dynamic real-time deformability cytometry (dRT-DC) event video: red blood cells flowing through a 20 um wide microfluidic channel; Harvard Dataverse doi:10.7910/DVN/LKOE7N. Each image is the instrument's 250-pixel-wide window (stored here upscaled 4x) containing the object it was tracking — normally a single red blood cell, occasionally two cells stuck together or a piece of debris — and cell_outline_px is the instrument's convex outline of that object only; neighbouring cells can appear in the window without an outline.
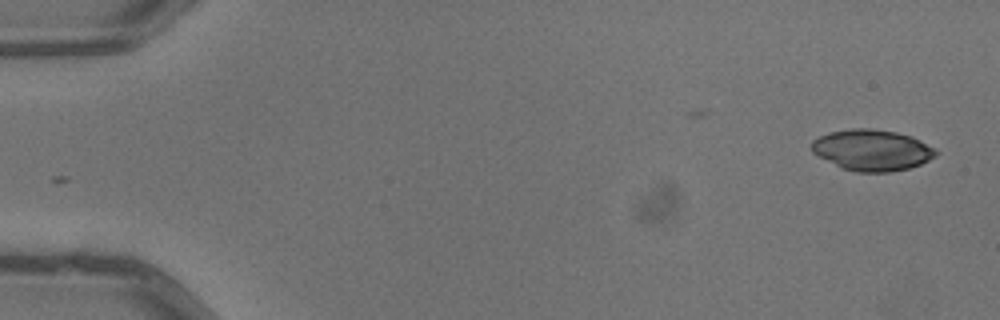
{"species": "common noctule bat (a hibernating species)", "species_latin": "Nyctalus noctula", "temperature_condition": "warm", "stored_images_in_passage": 5, "camera_frame_rate_fps": 3000, "um_per_image_px": 0.085, "animal": {"sex": "male", "body_mass_g": 13.3}, "frame": {"image": 1, "passage_image": 1, "time_ms": 0.0, "image_size_px": [1000, 320], "cell_outline_px": [[940, 152], [936, 156], [920, 164], [908, 168], [888, 172], [856, 172], [840, 168], [812, 152], [812, 140], [828, 132], [852, 128], [872, 128], [896, 132], [912, 136], [936, 148]], "centroid_in_image_um": [74.13, 12.75], "position_along_channel_um": 10.9, "area_um2": 29.94}}
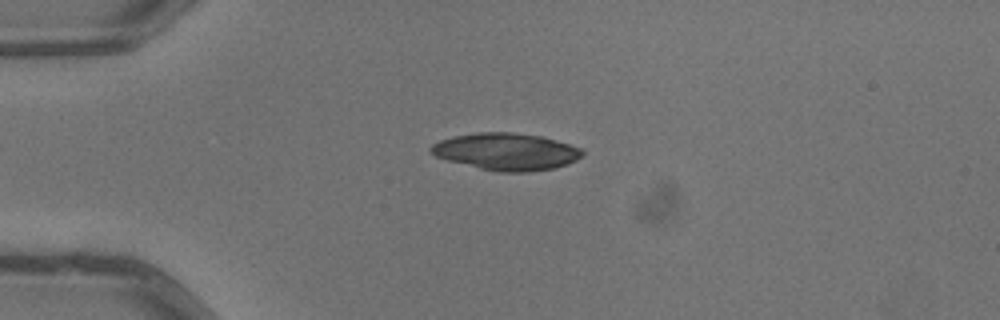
{"frame": {"image": 2, "passage_image": 4, "time_ms": 1.0, "image_size_px": [1000, 320], "cell_outline_px": [[584, 152], [576, 160], [568, 164], [556, 168], [528, 172], [500, 172], [480, 168], [448, 160], [436, 156], [428, 148], [432, 144], [440, 140], [452, 136], [476, 132], [512, 132], [540, 136], [568, 144], [580, 148]], "centroid_in_image_um": [43.02, 12.88], "position_along_channel_um": 42.0, "area_um2": 32.54}}